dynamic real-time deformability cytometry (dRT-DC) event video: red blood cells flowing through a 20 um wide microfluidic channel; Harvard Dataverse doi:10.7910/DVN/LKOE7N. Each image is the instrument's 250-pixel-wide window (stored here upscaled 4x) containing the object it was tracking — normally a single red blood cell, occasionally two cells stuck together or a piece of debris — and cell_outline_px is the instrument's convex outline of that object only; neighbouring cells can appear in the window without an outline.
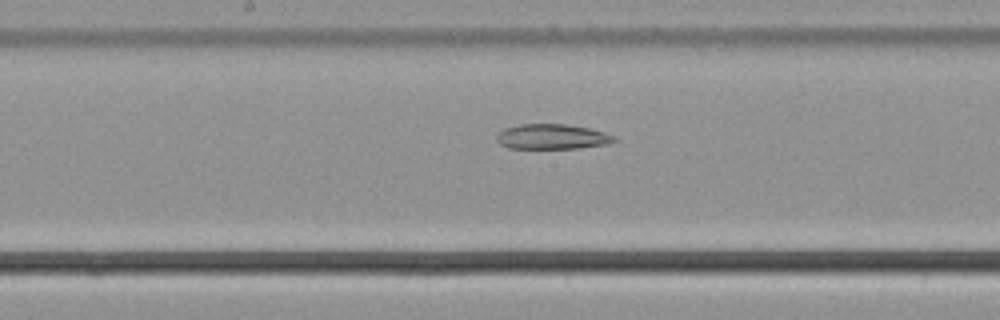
{"species": "common noctule bat (a hibernating species)", "species_latin": "Nyctalus noctula", "temperature_condition": "cold", "stored_images_in_passage": 38, "camera_frame_rate_fps": 3000, "um_per_image_px": 0.085, "animal": {"sex": "male", "body_mass_g": 21.5, "forearm_length_mm": 52.0}, "frame": {"image": 1, "passage_image": 12, "time_ms": 3.667, "image_size_px": [1000, 320], "cell_outline_px": [[620, 140], [608, 144], [576, 148], [508, 148], [500, 144], [496, 140], [496, 136], [504, 128], [520, 124], [568, 124], [588, 128], [604, 132], [616, 136]], "centroid_in_image_um": [46.96, 11.61], "position_along_channel_um": 201.2, "area_um2": 17.28}}
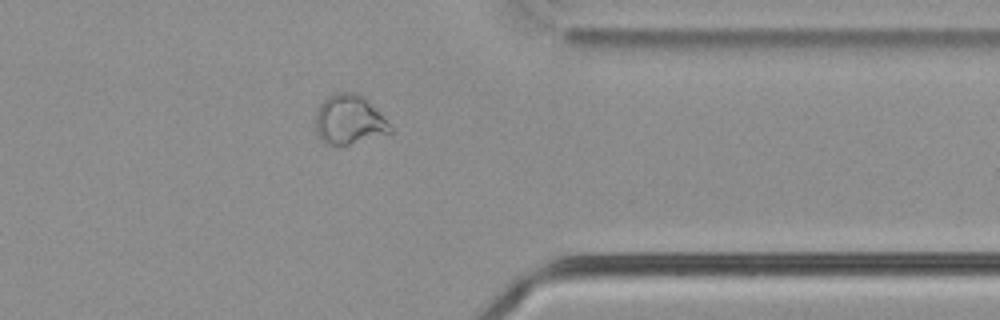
{"frame": {"image": 2, "passage_image": 27, "time_ms": 8.667, "image_size_px": [1000, 320], "cell_outline_px": [[392, 132], [348, 144], [324, 144], [316, 132], [316, 112], [320, 104], [332, 92], [356, 92], [392, 128]], "centroid_in_image_um": [29.59, 10.18], "position_along_channel_um": 381.8, "area_um2": 20.63}}
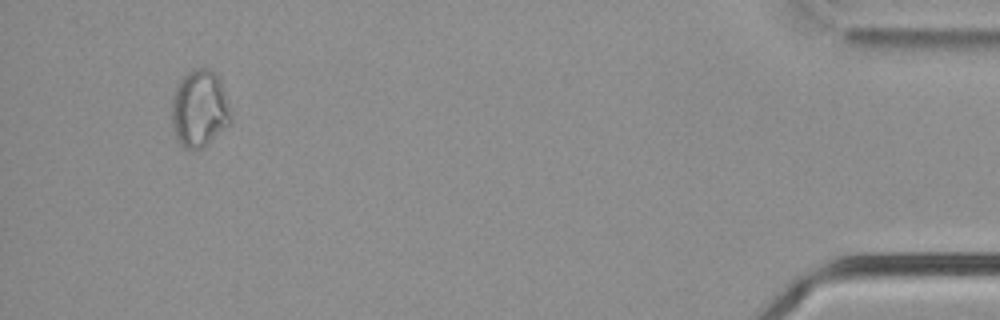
{"frame": {"image": 3, "passage_image": 35, "time_ms": 11.333, "image_size_px": [1000, 320], "cell_outline_px": [[232, 120], [228, 124], [200, 148], [192, 152], [184, 148], [176, 136], [172, 124], [172, 100], [176, 84], [188, 72], [196, 68], [212, 68], [216, 72], [220, 80], [232, 108]], "centroid_in_image_um": [16.97, 9.2], "position_along_channel_um": 418.2, "area_um2": 26.65}}